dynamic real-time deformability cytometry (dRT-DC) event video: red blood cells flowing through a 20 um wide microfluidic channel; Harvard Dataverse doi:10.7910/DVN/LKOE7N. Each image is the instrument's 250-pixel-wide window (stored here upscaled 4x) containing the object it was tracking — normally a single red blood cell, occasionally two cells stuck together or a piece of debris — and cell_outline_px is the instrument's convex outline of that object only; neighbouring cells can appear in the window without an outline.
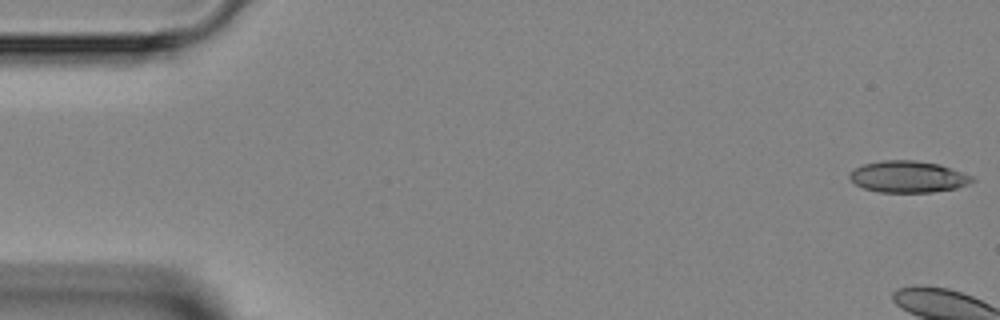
{"species": "Egyptian fruit bat (a non-hibernating species)", "species_latin": "Rousettus aegyptiacus", "temperature_condition": "room temperature", "stored_images_in_passage": 6, "camera_frame_rate_fps": 3000, "um_per_image_px": 0.085, "animal": {"sex": "female"}, "frame": {"image": 1, "passage_image": 1, "time_ms": 0.0, "image_size_px": [1000, 320], "cell_outline_px": [[976, 180], [968, 184], [956, 188], [932, 192], [880, 192], [864, 188], [856, 184], [848, 176], [856, 168], [864, 164], [880, 160], [916, 160], [940, 164], [952, 168], [972, 176]], "centroid_in_image_um": [77.22, 15.01], "position_along_channel_um": 7.8, "area_um2": 22.48}}